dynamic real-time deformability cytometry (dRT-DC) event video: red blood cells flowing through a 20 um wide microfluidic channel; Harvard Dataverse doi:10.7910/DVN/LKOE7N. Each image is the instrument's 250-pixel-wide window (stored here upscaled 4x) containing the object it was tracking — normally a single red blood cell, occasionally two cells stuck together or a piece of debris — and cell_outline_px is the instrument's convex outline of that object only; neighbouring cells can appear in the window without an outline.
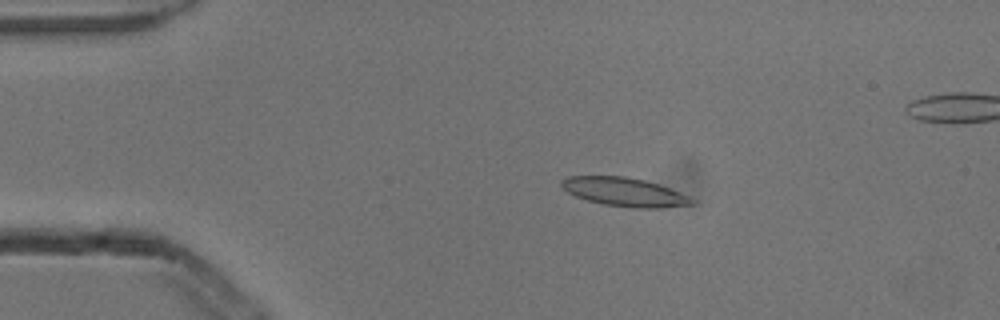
{"species": "common noctule bat (a hibernating species)", "species_latin": "Nyctalus noctula", "temperature_condition": "cold", "stored_images_in_passage": 5, "camera_frame_rate_fps": 3000, "um_per_image_px": 0.085, "animal": {"sex": "male", "body_mass_g": 13.3}, "frame": {"image": 1, "passage_image": 3, "time_ms": 0.667, "image_size_px": [1000, 320], "cell_outline_px": [[696, 204], [660, 208], [632, 208], [604, 204], [588, 200], [576, 196], [568, 192], [560, 184], [560, 180], [568, 176], [624, 176], [644, 180], [668, 188], [688, 196], [696, 200]], "centroid_in_image_um": [53.08, 16.32], "position_along_channel_um": 31.9, "area_um2": 21.62}}
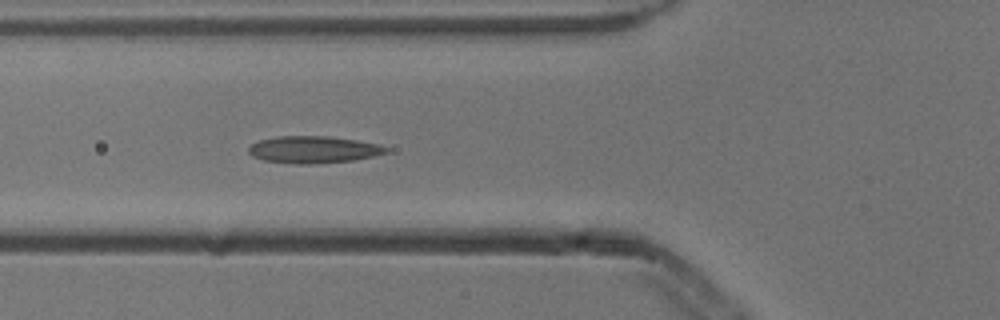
{"frame": {"image": 2, "passage_image": 5, "time_ms": 1.333, "image_size_px": [1000, 320], "cell_outline_px": [[388, 152], [372, 156], [352, 160], [308, 164], [296, 164], [264, 160], [252, 156], [248, 152], [248, 148], [252, 144], [260, 140], [276, 136], [328, 136], [356, 140], [380, 144], [388, 148]], "centroid_in_image_um": [26.63, 12.71], "position_along_channel_um": 99.2, "area_um2": 21.5}}